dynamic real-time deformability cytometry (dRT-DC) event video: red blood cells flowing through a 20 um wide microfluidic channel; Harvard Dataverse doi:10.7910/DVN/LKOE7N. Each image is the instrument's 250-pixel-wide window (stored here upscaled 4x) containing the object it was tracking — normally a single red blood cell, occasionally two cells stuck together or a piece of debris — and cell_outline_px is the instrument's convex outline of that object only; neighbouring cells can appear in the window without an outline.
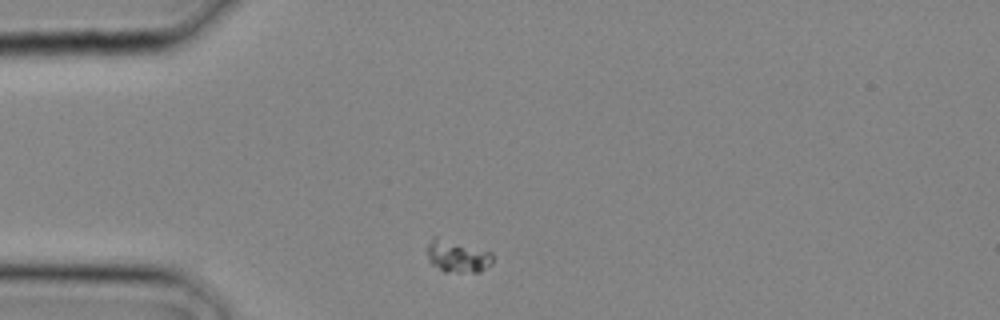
{"species": "common noctule bat (a hibernating species)", "species_latin": "Nyctalus noctula", "temperature_condition": "cold", "stored_images_in_passage": 23, "camera_frame_rate_fps": 3000, "um_per_image_px": 0.085, "animal": {"sex": "male", "body_mass_g": 20.4}, "frame": {"image": 1, "passage_image": 1, "time_ms": 0.0, "image_size_px": [1000, 320], "cell_outline_px": [[492, 264], [480, 272], [444, 272], [432, 264], [428, 256], [428, 244], [432, 236], [436, 236], [492, 252]], "centroid_in_image_um": [38.89, 21.78], "position_along_channel_um": 46.1, "area_um2": 12.25}}
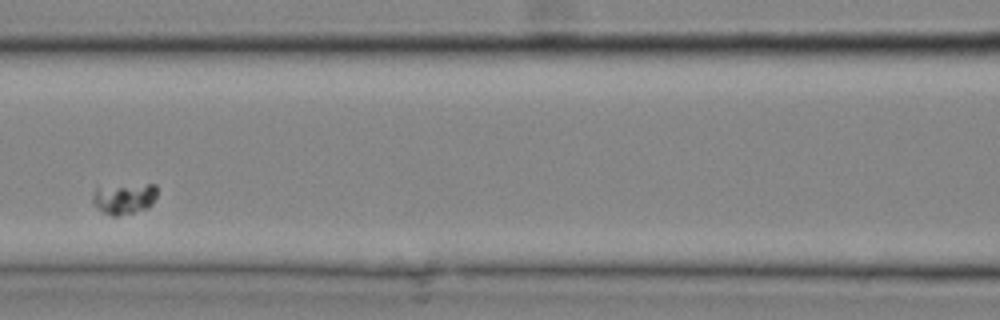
{"frame": {"image": 2, "passage_image": 7, "time_ms": 2.0, "image_size_px": [1000, 320], "cell_outline_px": [[156, 196], [152, 204], [148, 208], [116, 216], [112, 216], [100, 212], [92, 200], [92, 196], [96, 188], [148, 184], [156, 184]], "centroid_in_image_um": [10.55, 16.9], "position_along_channel_um": 156.1, "area_um2": 11.39}}
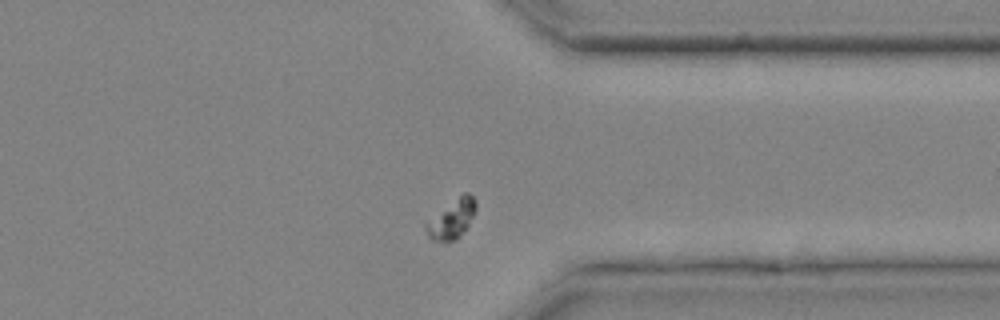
{"frame": {"image": 3, "passage_image": 17, "time_ms": 5.333, "image_size_px": [1000, 320], "cell_outline_px": [[476, 208], [468, 228], [456, 240], [432, 240], [428, 236], [424, 224], [464, 192], [468, 192], [476, 200]], "centroid_in_image_um": [38.45, 18.62], "position_along_channel_um": 373.0, "area_um2": 11.04}}